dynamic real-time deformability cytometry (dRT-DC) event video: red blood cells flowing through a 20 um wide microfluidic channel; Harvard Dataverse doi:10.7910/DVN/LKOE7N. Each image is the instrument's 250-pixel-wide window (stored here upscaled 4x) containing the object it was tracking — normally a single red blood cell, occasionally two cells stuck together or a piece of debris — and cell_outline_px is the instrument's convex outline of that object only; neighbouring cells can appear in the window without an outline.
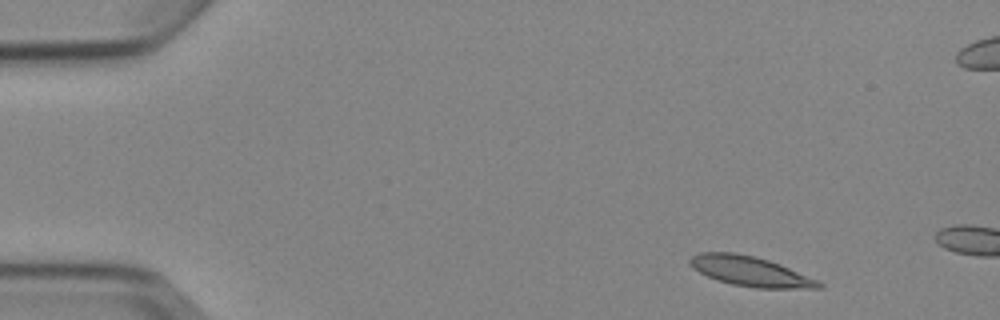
{"species": "Egyptian fruit bat (a non-hibernating species)", "species_latin": "Rousettus aegyptiacus", "temperature_condition": "cold", "stored_images_in_passage": 3, "camera_frame_rate_fps": 3000, "um_per_image_px": 0.085, "animal": {"sex": "female"}, "frame": {"image": 1, "passage_image": 1, "time_ms": 0.0, "image_size_px": [1000, 320], "cell_outline_px": [[824, 288], [756, 288], [732, 284], [716, 280], [692, 268], [688, 264], [688, 260], [692, 256], [700, 252], [736, 252], [768, 260], [780, 264], [816, 280], [824, 284]], "centroid_in_image_um": [63.73, 23.06], "position_along_channel_um": 21.3, "area_um2": 22.25}}